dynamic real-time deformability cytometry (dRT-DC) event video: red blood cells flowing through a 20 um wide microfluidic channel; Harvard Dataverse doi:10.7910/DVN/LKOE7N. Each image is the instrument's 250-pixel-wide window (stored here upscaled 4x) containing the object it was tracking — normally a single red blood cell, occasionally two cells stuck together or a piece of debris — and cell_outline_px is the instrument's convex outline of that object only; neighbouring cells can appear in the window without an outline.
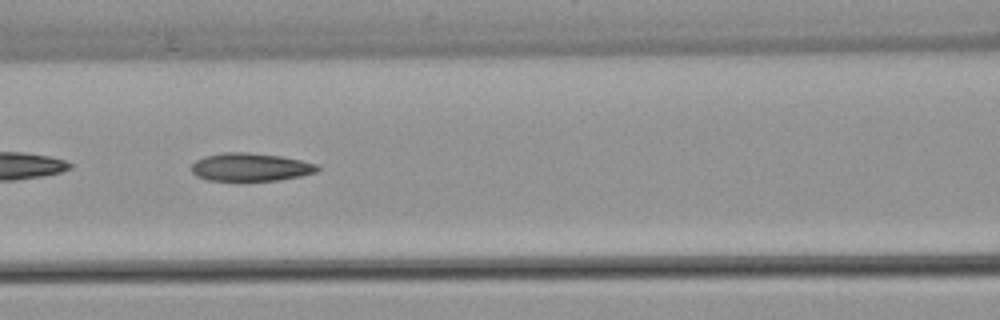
{"species": "common noctule bat (a hibernating species)", "species_latin": "Nyctalus noctula", "temperature_condition": "warm", "stored_images_in_passage": 52, "camera_frame_rate_fps": 3000, "um_per_image_px": 0.085, "animal": {"sex": "female", "body_mass_g": 22.7, "forearm_length_mm": 54.2}, "frame": {"image": 1, "passage_image": 23, "time_ms": 7.333, "image_size_px": [1000, 320], "cell_outline_px": [[320, 168], [316, 172], [300, 176], [280, 180], [208, 180], [196, 176], [192, 172], [192, 164], [196, 160], [204, 156], [224, 152], [248, 152], [280, 156], [300, 160], [316, 164]], "centroid_in_image_um": [21.27, 14.2], "position_along_channel_um": 145.3, "area_um2": 20.46}, "authors_computed_cell_mechanics": {"area_um2": 20.8658, "velocity_mm_per_s": 3.8979, "shape_relaxation_time_tau1_ms": null, "shape_relaxation_time_tau2_ms": 3.5844, "deformation_change_tau1": null, "deformation_change_tau2": 0.1102}}